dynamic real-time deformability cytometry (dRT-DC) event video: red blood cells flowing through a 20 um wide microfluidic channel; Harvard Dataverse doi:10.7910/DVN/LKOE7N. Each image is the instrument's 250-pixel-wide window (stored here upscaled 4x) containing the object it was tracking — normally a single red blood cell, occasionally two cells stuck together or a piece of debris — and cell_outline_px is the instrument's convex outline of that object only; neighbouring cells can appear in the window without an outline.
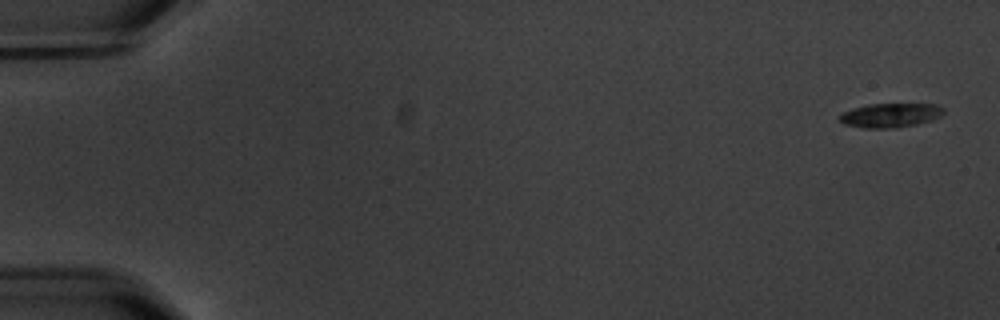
{"species": "common noctule bat (a hibernating species)", "species_latin": "Nyctalus noctula", "temperature_condition": "warm", "stored_images_in_passage": 6, "camera_frame_rate_fps": 3000, "um_per_image_px": 0.085, "animal": {"sex": "male", "body_mass_g": 20.1, "forearm_length_mm": 53.5}, "frame": {"image": 1, "passage_image": 1, "time_ms": 0.0, "image_size_px": [1000, 320], "cell_outline_px": [[944, 112], [940, 116], [932, 120], [916, 124], [896, 128], [864, 128], [844, 124], [840, 120], [840, 116], [844, 112], [852, 108], [868, 104], [936, 104], [944, 108]], "centroid_in_image_um": [75.7, 9.8], "position_along_channel_um": 9.3, "area_um2": 14.62}}
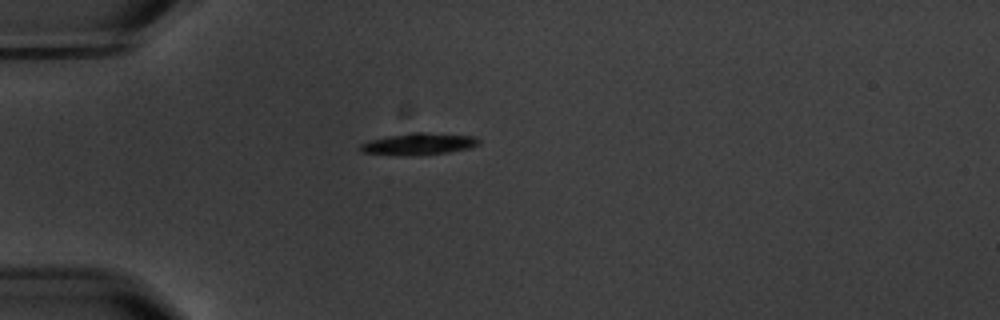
{"frame": {"image": 2, "passage_image": 4, "time_ms": 5.0, "image_size_px": [1000, 320], "cell_outline_px": [[480, 144], [468, 148], [448, 152], [420, 156], [404, 156], [364, 152], [360, 148], [360, 144], [368, 140], [388, 136], [412, 132], [424, 132], [476, 136], [480, 140]], "centroid_in_image_um": [35.62, 12.24], "position_along_channel_um": 49.4, "area_um2": 15.2}}